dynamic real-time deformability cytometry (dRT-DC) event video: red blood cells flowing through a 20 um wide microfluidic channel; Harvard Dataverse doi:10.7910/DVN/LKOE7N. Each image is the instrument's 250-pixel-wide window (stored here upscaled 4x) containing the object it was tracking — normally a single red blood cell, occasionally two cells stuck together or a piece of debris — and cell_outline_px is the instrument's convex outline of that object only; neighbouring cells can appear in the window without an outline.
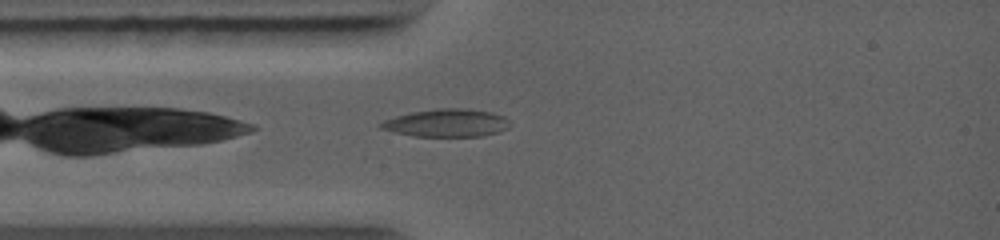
{"species": "common noctule bat (a hibernating species)", "species_latin": "Nyctalus noctula", "temperature_condition": "warm", "stored_images_in_passage": 19, "camera_frame_rate_fps": 5000, "um_per_image_px": 0.085, "animal": {"sex": "female", "body_mass_g": 19.0, "forearm_length_mm": 56.7}, "frame": {"image": 1, "passage_image": 1, "time_ms": 0.0, "image_size_px": [1000, 240], "cell_outline_px": [[512, 124], [508, 128], [500, 132], [480, 136], [412, 136], [392, 132], [380, 128], [376, 124], [384, 120], [408, 112], [436, 108], [468, 108], [492, 112], [504, 116]], "centroid_in_image_um": [37.95, 10.44], "position_along_channel_um": 47.0, "area_um2": 21.33}}
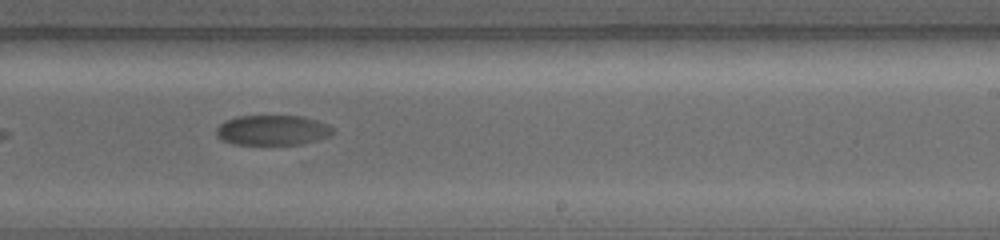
{"frame": {"image": 2, "passage_image": 9, "time_ms": 4.8, "image_size_px": [1000, 240], "cell_outline_px": [[336, 132], [328, 136], [304, 144], [232, 144], [220, 140], [216, 136], [216, 128], [224, 120], [236, 116], [304, 116], [328, 124]], "centroid_in_image_um": [23.13, 11.06], "position_along_channel_um": 265.9, "area_um2": 20.63}}
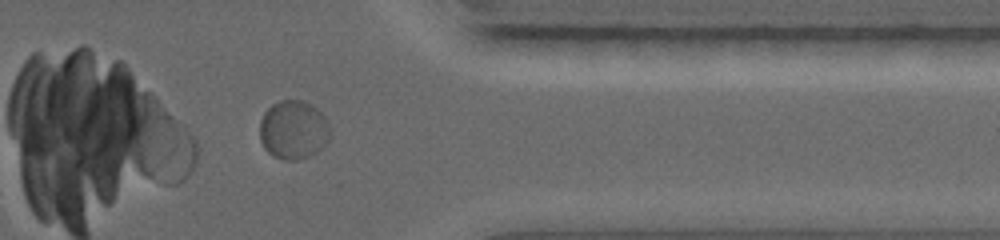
{"frame": {"image": 3, "passage_image": 16, "time_ms": 7.6, "image_size_px": [1000, 240], "cell_outline_px": [[332, 136], [316, 152], [300, 160], [280, 160], [272, 156], [264, 148], [260, 140], [260, 120], [264, 112], [272, 104], [280, 100], [304, 100], [312, 104], [324, 116], [332, 132]], "centroid_in_image_um": [24.94, 11.04], "position_along_channel_um": 386.5, "area_um2": 24.45}}